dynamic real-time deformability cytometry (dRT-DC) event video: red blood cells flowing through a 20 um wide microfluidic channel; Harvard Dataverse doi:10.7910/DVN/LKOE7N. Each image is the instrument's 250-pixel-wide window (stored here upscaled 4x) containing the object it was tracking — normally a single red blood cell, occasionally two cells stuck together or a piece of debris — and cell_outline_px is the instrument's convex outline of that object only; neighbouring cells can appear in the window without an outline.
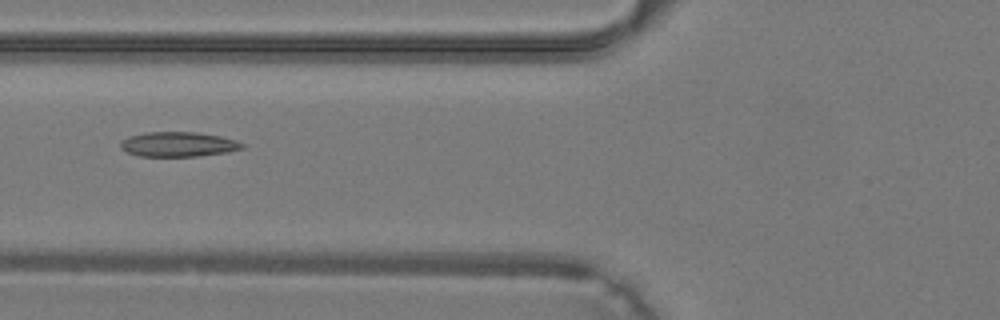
{"species": "common noctule bat (a hibernating species)", "species_latin": "Nyctalus noctula", "temperature_condition": "warm", "stored_images_in_passage": 27, "camera_frame_rate_fps": 3000, "um_per_image_px": 0.085, "animal": {"sex": "male", "body_mass_g": 19.2, "forearm_length_mm": 51.8}, "frame": {"image": 1, "passage_image": 3, "time_ms": 0.667, "image_size_px": [1000, 320], "cell_outline_px": [[244, 148], [228, 152], [196, 156], [140, 156], [128, 152], [120, 148], [120, 140], [128, 136], [148, 132], [196, 132], [220, 136], [236, 140], [244, 144]], "centroid_in_image_um": [15.14, 12.26], "position_along_channel_um": 110.7, "area_um2": 17.57}}
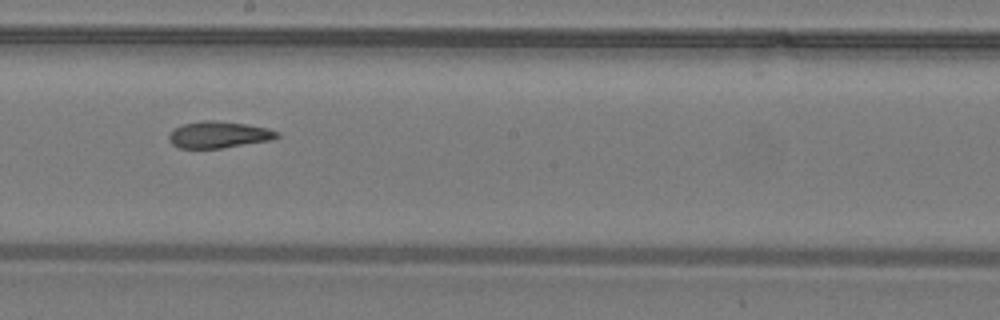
{"frame": {"image": 2, "passage_image": 10, "time_ms": 3.0, "image_size_px": [1000, 320], "cell_outline_px": [[280, 136], [272, 140], [220, 148], [180, 148], [172, 144], [168, 140], [168, 136], [176, 128], [184, 124], [204, 120], [216, 120], [244, 124], [268, 128], [280, 132]], "centroid_in_image_um": [18.62, 11.45], "position_along_channel_um": 229.6, "area_um2": 16.65}}
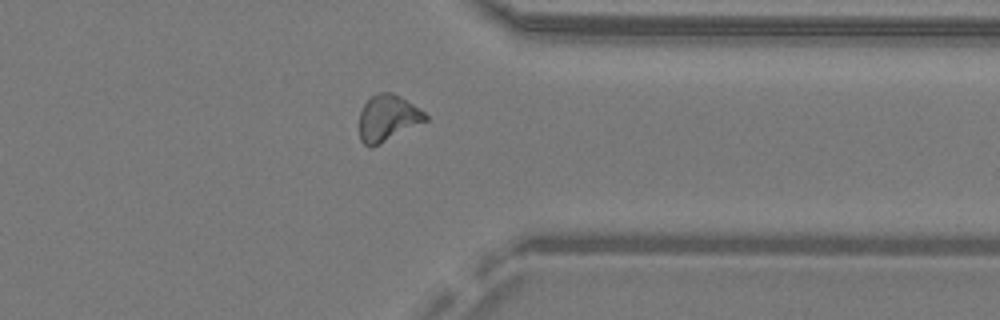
{"frame": {"image": 3, "passage_image": 19, "time_ms": 6.0, "image_size_px": [1000, 320], "cell_outline_px": [[428, 120], [372, 148], [368, 148], [360, 140], [360, 112], [364, 104], [372, 96], [380, 92], [392, 92], [400, 96], [424, 112], [428, 116]], "centroid_in_image_um": [32.94, 10.05], "position_along_channel_um": 378.5, "area_um2": 17.74}}